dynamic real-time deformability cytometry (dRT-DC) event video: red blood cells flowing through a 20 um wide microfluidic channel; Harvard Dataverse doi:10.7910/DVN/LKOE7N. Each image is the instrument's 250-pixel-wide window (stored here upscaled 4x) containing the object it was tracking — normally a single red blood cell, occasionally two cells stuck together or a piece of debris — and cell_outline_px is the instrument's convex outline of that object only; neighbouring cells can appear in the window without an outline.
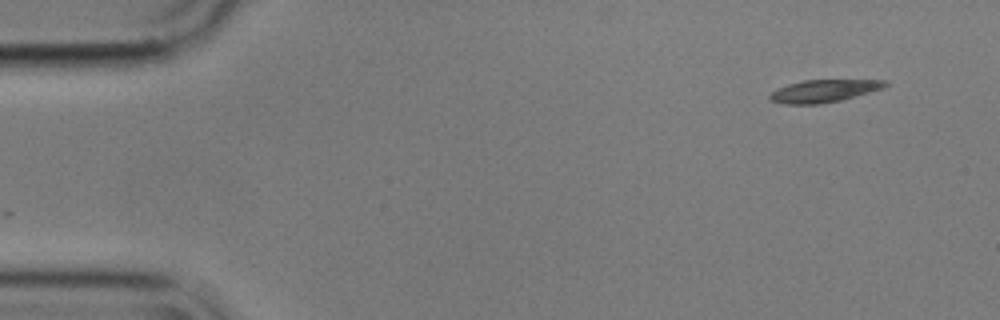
{"species": "common noctule bat (a hibernating species)", "species_latin": "Nyctalus noctula", "temperature_condition": "cold", "stored_images_in_passage": 53, "camera_frame_rate_fps": 3000, "um_per_image_px": 0.085, "animal": {"sex": "male", "body_mass_g": 17.9}, "frame": {"image": 1, "passage_image": 1, "time_ms": 0.0, "image_size_px": [1000, 320], "cell_outline_px": [[888, 84], [884, 88], [840, 100], [820, 104], [784, 104], [768, 100], [768, 96], [776, 88], [788, 84], [804, 80], [884, 80]], "centroid_in_image_um": [69.97, 7.73], "position_along_channel_um": 15.0, "area_um2": 15.09}}
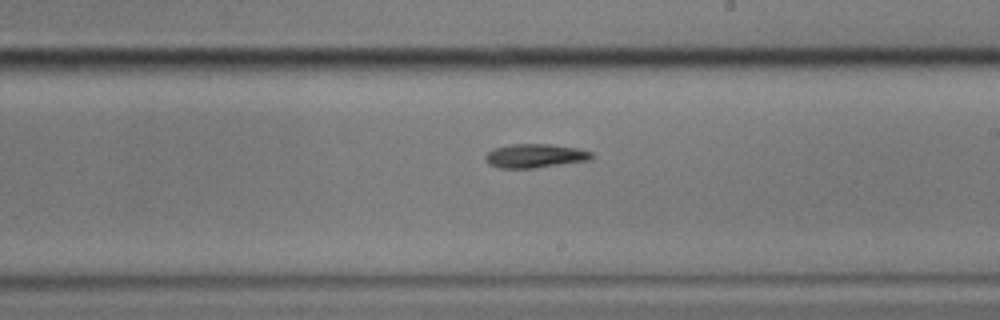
{"frame": {"image": 2, "passage_image": 29, "time_ms": 9.333, "image_size_px": [1000, 320], "cell_outline_px": [[596, 156], [592, 160], [532, 168], [500, 168], [488, 164], [484, 160], [484, 156], [492, 148], [512, 144], [552, 144], [576, 148], [592, 152]], "centroid_in_image_um": [45.48, 13.24], "position_along_channel_um": 243.5, "area_um2": 14.97}}
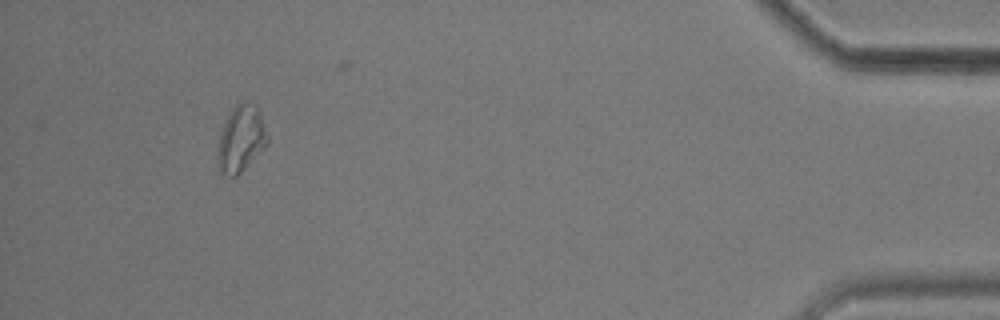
{"frame": {"image": 3, "passage_image": 49, "time_ms": 16.0, "image_size_px": [1000, 320], "cell_outline_px": [[268, 144], [236, 176], [232, 176], [224, 172], [216, 164], [216, 152], [220, 132], [232, 108], [240, 100], [248, 100], [256, 104], [260, 112], [268, 136]], "centroid_in_image_um": [20.48, 11.73], "position_along_channel_um": 414.7, "area_um2": 19.36}, "authors_computed_cell_mechanics": {"area_um2": 15.0858, "velocity_mm_per_s": 3.5445, "shape_relaxation_time_tau1_ms": 7.7218, "shape_relaxation_time_tau2_ms": null, "deformation_change_tau1": 0.1704, "deformation_change_tau2": null}}